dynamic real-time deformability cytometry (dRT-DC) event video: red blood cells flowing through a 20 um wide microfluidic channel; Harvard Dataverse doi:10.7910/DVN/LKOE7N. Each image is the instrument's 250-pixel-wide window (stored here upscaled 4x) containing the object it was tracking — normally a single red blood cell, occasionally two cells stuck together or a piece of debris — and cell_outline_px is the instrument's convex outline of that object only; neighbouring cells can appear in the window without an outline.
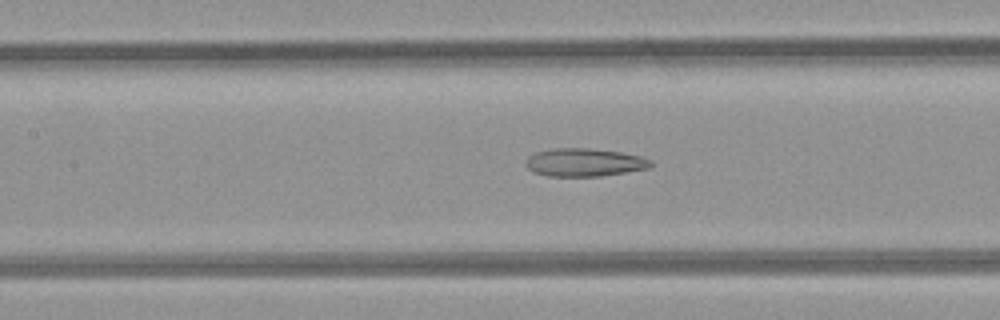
{"species": "common noctule bat (a hibernating species)", "species_latin": "Nyctalus noctula", "temperature_condition": "room temperature", "stored_images_in_passage": 39, "segment_of_instrument_passage": [1, 2], "camera_frame_rate_fps": 3000, "um_per_image_px": 0.085, "animal": {"sex": "female", "body_mass_g": 21.9}, "frame": {"image": 1, "passage_image": 22, "time_ms": 7.0, "image_size_px": [1000, 320], "cell_outline_px": [[652, 164], [648, 168], [600, 176], [548, 176], [532, 172], [524, 164], [524, 160], [528, 156], [536, 152], [552, 148], [588, 148], [620, 152], [640, 156], [652, 160]], "centroid_in_image_um": [49.61, 13.8], "position_along_channel_um": 157.8, "area_um2": 20.46}}
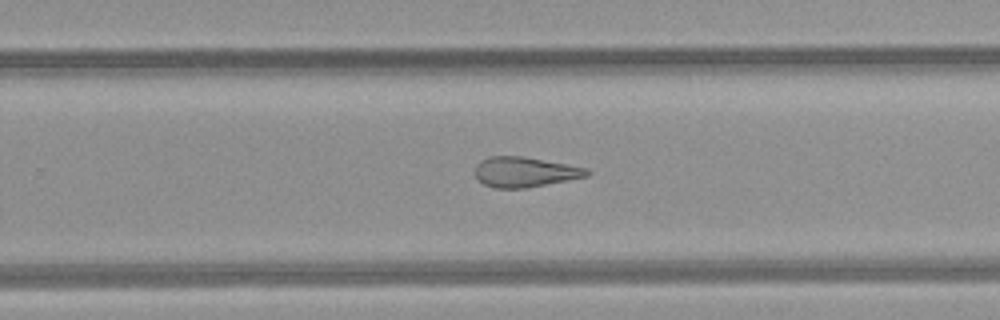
{"frame": {"image": 2, "passage_image": 31, "time_ms": 10.0, "image_size_px": [1000, 320], "cell_outline_px": [[592, 172], [588, 176], [528, 188], [496, 188], [484, 184], [476, 176], [476, 164], [480, 160], [488, 156], [524, 156], [588, 168]], "centroid_in_image_um": [44.63, 14.61], "position_along_channel_um": 285.2, "area_um2": 19.71}}
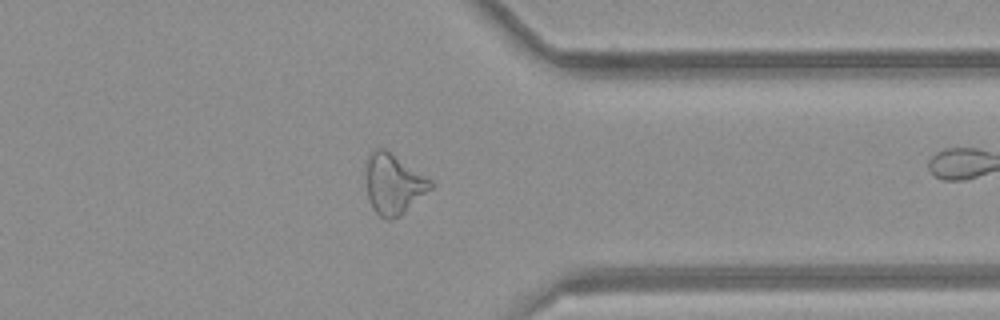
{"frame": {"image": 3, "passage_image": 38, "time_ms": 12.333, "image_size_px": [1000, 320], "cell_outline_px": [[436, 184], [432, 188], [400, 216], [392, 220], [388, 220], [380, 216], [372, 208], [368, 196], [364, 164], [368, 152], [372, 148], [384, 148], [432, 180]], "centroid_in_image_um": [33.41, 15.61], "position_along_channel_um": 378.0, "area_um2": 23.06}}